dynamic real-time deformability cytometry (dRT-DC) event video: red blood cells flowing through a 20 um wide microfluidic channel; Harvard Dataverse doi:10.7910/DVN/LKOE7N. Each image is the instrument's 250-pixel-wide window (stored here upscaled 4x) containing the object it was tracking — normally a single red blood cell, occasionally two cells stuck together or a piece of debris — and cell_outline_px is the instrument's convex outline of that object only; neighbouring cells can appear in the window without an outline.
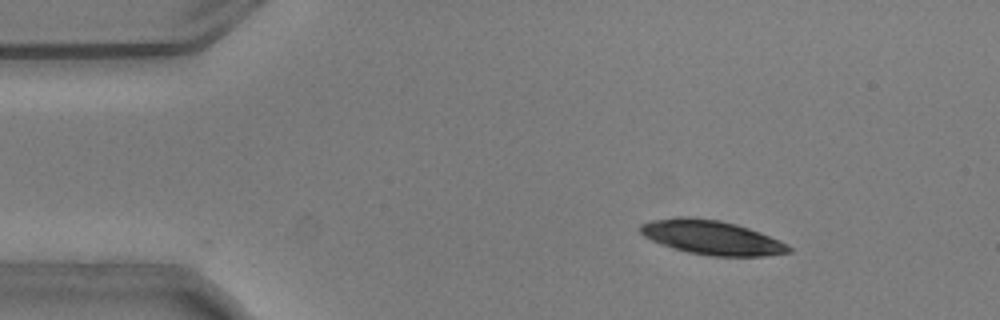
{"species": "common noctule bat (a hibernating species)", "species_latin": "Nyctalus noctula", "temperature_condition": "warm", "stored_images_in_passage": 54, "camera_frame_rate_fps": 3000, "um_per_image_px": 0.085, "animal": {"sex": "male", "body_mass_g": 20.5, "forearm_length_mm": 52.5}, "frame": {"image": 1, "passage_image": 8, "time_ms": 2.333, "image_size_px": [1000, 320], "cell_outline_px": [[792, 252], [764, 256], [708, 256], [688, 252], [672, 248], [660, 244], [644, 236], [636, 228], [640, 224], [652, 220], [676, 216], [688, 216], [720, 220], [736, 224], [760, 232], [780, 240], [788, 244], [792, 248]], "centroid_in_image_um": [60.47, 20.18], "position_along_channel_um": 24.5, "area_um2": 29.94}}
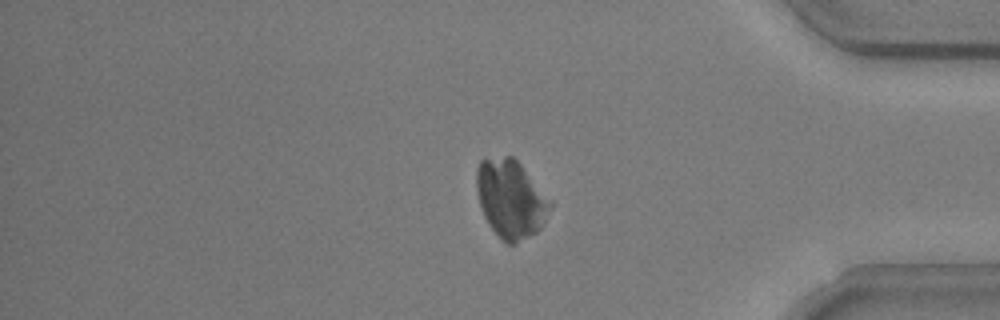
{"frame": {"image": 2, "passage_image": 45, "time_ms": 14.667, "image_size_px": [1000, 320], "cell_outline_px": [[552, 208], [540, 228], [536, 232], [516, 244], [508, 244], [488, 224], [484, 216], [480, 204], [476, 188], [476, 168], [480, 160], [504, 156], [512, 156], [520, 164], [552, 200]], "centroid_in_image_um": [43.42, 16.9], "position_along_channel_um": 391.8, "area_um2": 33.47}}
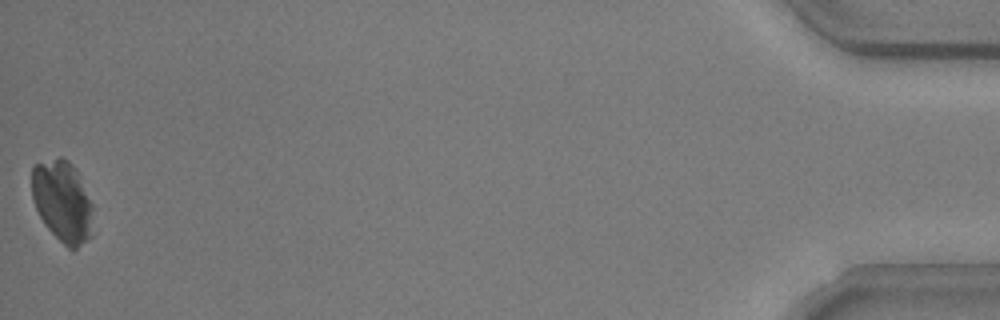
{"frame": {"image": 3, "passage_image": 54, "time_ms": 17.667, "image_size_px": [1000, 320], "cell_outline_px": [[92, 236], [76, 248], [68, 248], [44, 224], [32, 200], [32, 168], [36, 164], [60, 156], [68, 160], [76, 168], [92, 204]], "centroid_in_image_um": [5.31, 17.09], "position_along_channel_um": 429.9, "area_um2": 28.96}}